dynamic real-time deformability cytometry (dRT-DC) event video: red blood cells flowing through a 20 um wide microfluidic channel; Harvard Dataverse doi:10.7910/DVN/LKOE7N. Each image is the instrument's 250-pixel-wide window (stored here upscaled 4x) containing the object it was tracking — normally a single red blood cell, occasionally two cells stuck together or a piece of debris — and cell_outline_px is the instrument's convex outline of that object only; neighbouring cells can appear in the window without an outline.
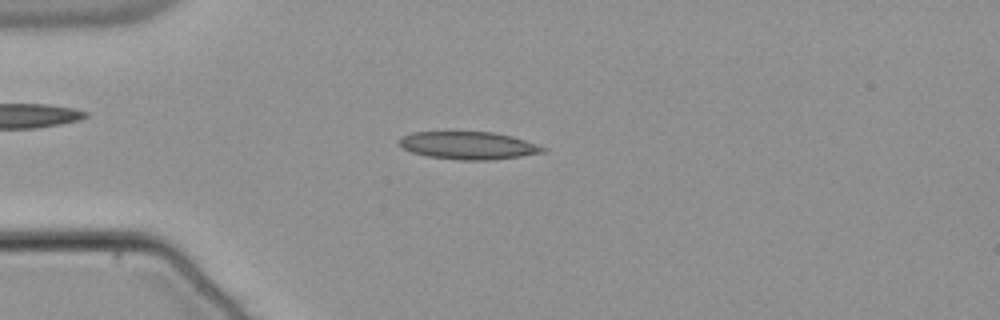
{"species": "common noctule bat (a hibernating species)", "species_latin": "Nyctalus noctula", "temperature_condition": "warm", "stored_images_in_passage": 53, "camera_frame_rate_fps": 3000, "um_per_image_px": 0.085, "animal": {"sex": "male", "body_mass_g": 21.5, "forearm_length_mm": 52.0}, "frame": {"image": 1, "passage_image": 14, "time_ms": 4.333, "image_size_px": [1000, 320], "cell_outline_px": [[548, 152], [492, 160], [460, 160], [428, 156], [412, 152], [400, 148], [400, 140], [404, 136], [412, 132], [492, 132], [512, 136], [548, 148]], "centroid_in_image_um": [39.85, 12.37], "position_along_channel_um": 45.1, "area_um2": 23.12}}
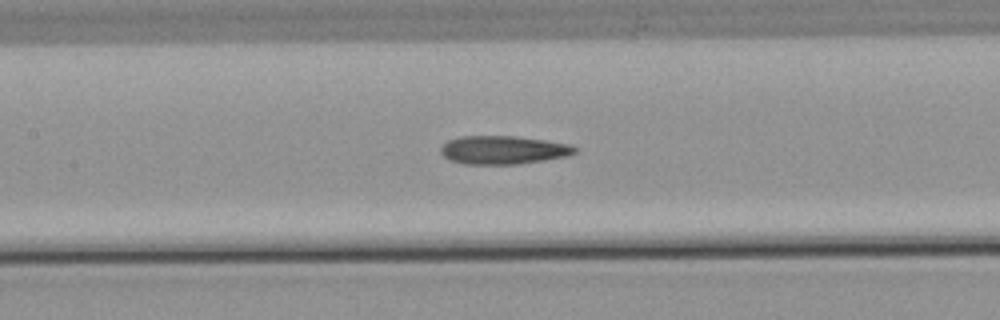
{"frame": {"image": 2, "passage_image": 25, "time_ms": 8.0, "image_size_px": [1000, 320], "cell_outline_px": [[576, 152], [568, 156], [520, 164], [464, 164], [452, 160], [444, 156], [440, 152], [440, 148], [448, 140], [460, 136], [516, 136], [544, 140], [568, 144], [576, 148]], "centroid_in_image_um": [42.76, 12.75], "position_along_channel_um": 164.6, "area_um2": 22.08}}
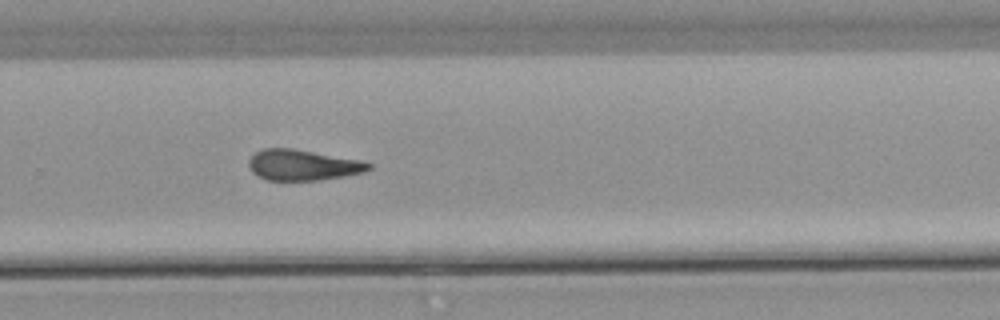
{"frame": {"image": 3, "passage_image": 36, "time_ms": 11.667, "image_size_px": [1000, 320], "cell_outline_px": [[372, 168], [364, 172], [344, 176], [320, 180], [268, 180], [256, 176], [252, 172], [248, 164], [248, 160], [256, 152], [264, 148], [292, 148], [364, 160], [372, 164]], "centroid_in_image_um": [25.76, 14.02], "position_along_channel_um": 304.0, "area_um2": 21.68}}